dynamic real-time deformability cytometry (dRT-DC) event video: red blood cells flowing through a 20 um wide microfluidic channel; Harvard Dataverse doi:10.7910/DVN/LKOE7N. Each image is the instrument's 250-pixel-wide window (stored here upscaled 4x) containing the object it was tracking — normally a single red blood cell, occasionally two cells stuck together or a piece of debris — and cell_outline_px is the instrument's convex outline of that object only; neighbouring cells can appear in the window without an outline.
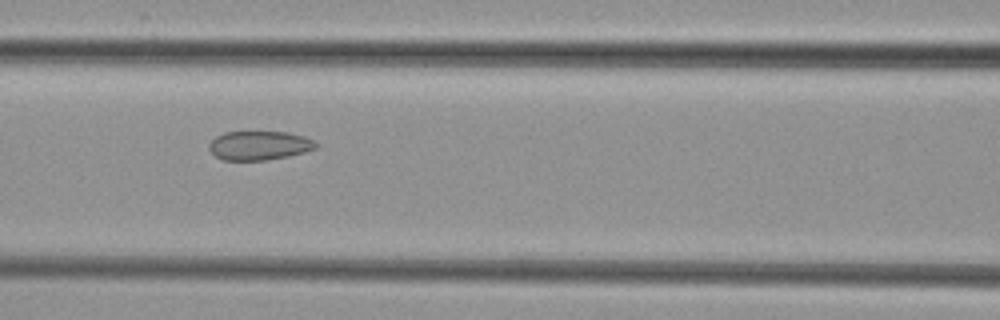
{"species": "common noctule bat (a hibernating species)", "species_latin": "Nyctalus noctula", "temperature_condition": "cold", "stored_images_in_passage": 5, "camera_frame_rate_fps": 3000, "um_per_image_px": 0.085, "animal": {"sex": "female", "body_mass_g": 29.2, "forearm_length_mm": 56.3}, "frame": {"image": 1, "passage_image": 4, "time_ms": 3.333, "image_size_px": [1000, 320], "cell_outline_px": [[316, 148], [304, 152], [288, 156], [264, 160], [224, 160], [216, 156], [208, 148], [208, 144], [216, 136], [224, 132], [288, 132], [304, 136], [312, 140], [316, 144]], "centroid_in_image_um": [22.01, 12.36], "position_along_channel_um": 144.6, "area_um2": 17.92}}
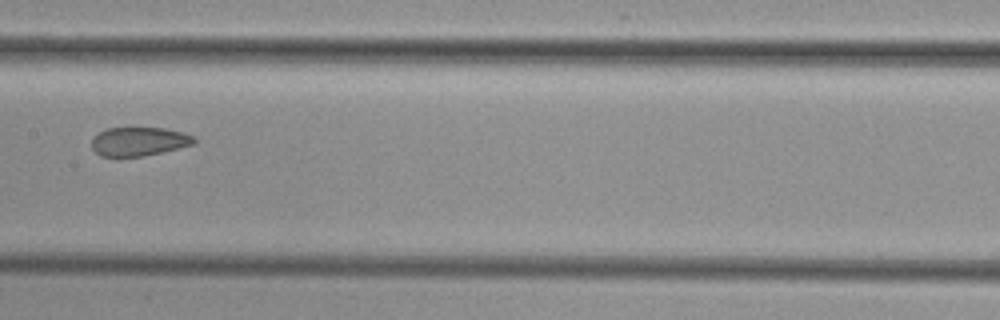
{"frame": {"image": 2, "passage_image": 5, "time_ms": 4.667, "image_size_px": [1000, 320], "cell_outline_px": [[196, 144], [144, 156], [100, 156], [92, 148], [92, 140], [100, 132], [108, 128], [164, 128], [184, 132], [196, 136]], "centroid_in_image_um": [11.88, 12.02], "position_along_channel_um": 195.5, "area_um2": 17.17}}